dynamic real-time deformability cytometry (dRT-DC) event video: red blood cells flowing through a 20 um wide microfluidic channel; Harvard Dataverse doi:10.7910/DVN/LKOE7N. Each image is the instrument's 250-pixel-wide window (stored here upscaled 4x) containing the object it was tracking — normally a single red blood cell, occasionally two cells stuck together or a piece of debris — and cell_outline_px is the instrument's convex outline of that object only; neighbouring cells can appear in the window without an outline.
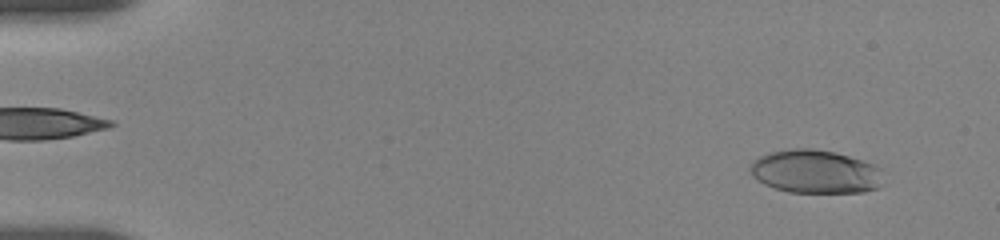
{"species": "human", "species_latin": "Homo sapiens", "temperature_condition": "room temperature", "stored_images_in_passage": 41, "camera_frame_rate_fps": 3000, "um_per_image_px": 0.085, "donor": {"sex": "female"}, "frame": {"image": 1, "passage_image": 3, "time_ms": 1.0, "image_size_px": [1000, 240], "cell_outline_px": [[884, 184], [880, 188], [864, 192], [788, 192], [764, 184], [752, 176], [752, 160], [768, 152], [792, 148], [812, 148], [836, 152], [876, 164], [884, 168]], "centroid_in_image_um": [69.41, 14.58], "position_along_channel_um": 15.6, "area_um2": 34.28}}
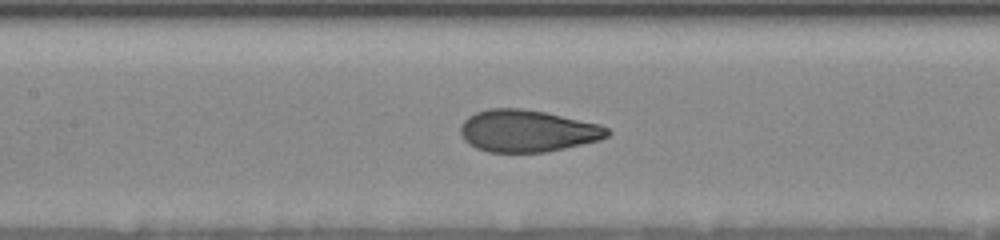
{"frame": {"image": 2, "passage_image": 18, "time_ms": 8.333, "image_size_px": [1000, 240], "cell_outline_px": [[612, 132], [608, 136], [600, 140], [564, 148], [544, 152], [488, 152], [476, 148], [468, 144], [464, 140], [460, 132], [460, 124], [468, 116], [476, 112], [488, 108], [524, 108], [544, 112], [600, 124], [608, 128]], "centroid_in_image_um": [44.81, 11.12], "position_along_channel_um": 162.6, "area_um2": 36.13}}
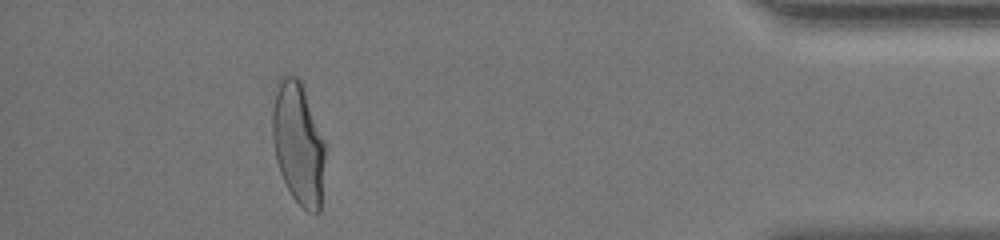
{"frame": {"image": 3, "passage_image": 36, "time_ms": 16.333, "image_size_px": [1000, 240], "cell_outline_px": [[324, 160], [320, 212], [308, 212], [292, 196], [280, 172], [276, 160], [272, 140], [272, 112], [276, 80], [280, 76], [296, 76], [300, 80], [324, 140]], "centroid_in_image_um": [25.32, 12.16], "position_along_channel_um": 409.9, "area_um2": 37.28}, "authors_computed_cell_mechanics": {"area_um2": 36.1828, "velocity_mm_per_s": 3.6715, "shape_relaxation_time_tau1_ms": 4.4175, "shape_relaxation_time_tau2_ms": 0.7951, "deformation_change_tau1": 0.1975, "deformation_change_tau2": 0.0628}}